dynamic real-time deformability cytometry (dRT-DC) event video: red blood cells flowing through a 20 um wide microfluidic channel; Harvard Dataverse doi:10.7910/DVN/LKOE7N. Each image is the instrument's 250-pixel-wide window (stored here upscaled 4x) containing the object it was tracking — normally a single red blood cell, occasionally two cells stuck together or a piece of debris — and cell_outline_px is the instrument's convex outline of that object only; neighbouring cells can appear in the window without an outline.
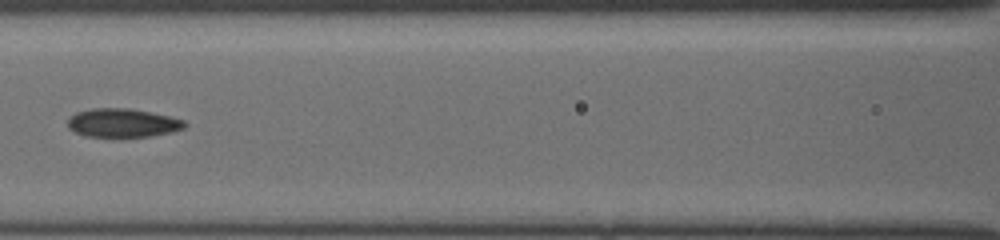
{"species": "common noctule bat (a hibernating species)", "species_latin": "Nyctalus noctula", "temperature_condition": "cold", "stored_images_in_passage": 13, "camera_frame_rate_fps": 3000, "um_per_image_px": 0.085, "animal": {"sex": "female", "body_mass_g": 19.5, "forearm_length_mm": 54.1}, "frame": {"image": 1, "passage_image": 10, "time_ms": 7.667, "image_size_px": [1000, 240], "cell_outline_px": [[184, 128], [168, 132], [148, 136], [112, 140], [84, 136], [68, 128], [68, 120], [76, 112], [92, 108], [128, 108], [168, 116], [184, 120]], "centroid_in_image_um": [10.34, 10.49], "position_along_channel_um": 156.3, "area_um2": 19.94}}
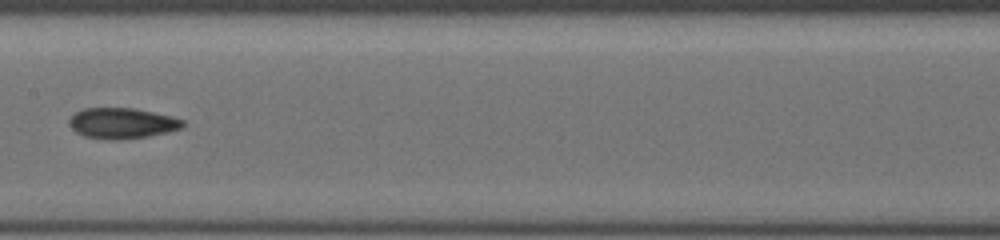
{"frame": {"image": 2, "passage_image": 11, "time_ms": 8.667, "image_size_px": [1000, 240], "cell_outline_px": [[184, 124], [180, 128], [148, 136], [120, 140], [104, 140], [84, 136], [76, 132], [72, 128], [68, 120], [76, 112], [84, 108], [132, 108], [172, 116], [184, 120]], "centroid_in_image_um": [10.34, 10.48], "position_along_channel_um": 197.1, "area_um2": 20.17}}
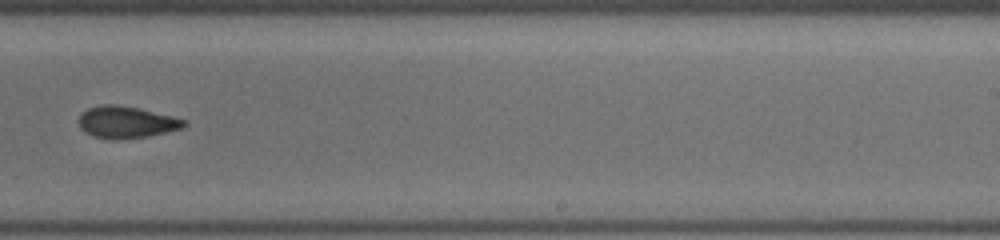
{"frame": {"image": 3, "passage_image": 13, "time_ms": 10.667, "image_size_px": [1000, 240], "cell_outline_px": [[184, 124], [180, 128], [148, 136], [116, 140], [108, 140], [92, 136], [84, 132], [80, 128], [80, 112], [88, 108], [100, 104], [116, 104], [136, 108], [184, 120]], "centroid_in_image_um": [10.61, 10.4], "position_along_channel_um": 278.4, "area_um2": 19.19}}